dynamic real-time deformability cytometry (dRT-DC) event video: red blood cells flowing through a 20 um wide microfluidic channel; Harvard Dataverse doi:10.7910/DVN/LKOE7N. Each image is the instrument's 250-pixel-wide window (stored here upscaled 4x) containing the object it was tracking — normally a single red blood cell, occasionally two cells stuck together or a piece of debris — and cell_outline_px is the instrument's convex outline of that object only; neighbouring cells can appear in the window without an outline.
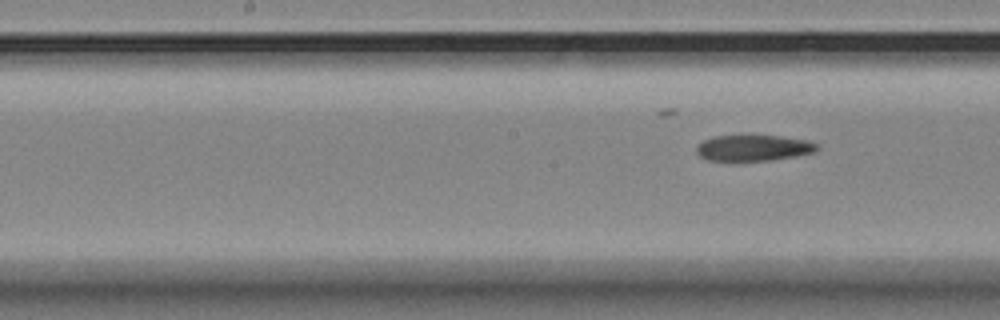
{"species": "Egyptian fruit bat (a non-hibernating species)", "species_latin": "Rousettus aegyptiacus", "temperature_condition": "room temperature", "stored_images_in_passage": 8, "camera_frame_rate_fps": 3000, "um_per_image_px": 0.085, "animal": {"sex": "female"}, "frame": {"image": 1, "passage_image": 8, "time_ms": 9.333, "image_size_px": [1000, 320], "cell_outline_px": [[820, 148], [816, 152], [796, 156], [768, 160], [728, 164], [708, 160], [700, 156], [696, 152], [696, 148], [704, 140], [716, 136], [780, 136], [808, 140], [816, 144]], "centroid_in_image_um": [64.02, 12.62], "position_along_channel_um": 184.2, "area_um2": 18.84}}